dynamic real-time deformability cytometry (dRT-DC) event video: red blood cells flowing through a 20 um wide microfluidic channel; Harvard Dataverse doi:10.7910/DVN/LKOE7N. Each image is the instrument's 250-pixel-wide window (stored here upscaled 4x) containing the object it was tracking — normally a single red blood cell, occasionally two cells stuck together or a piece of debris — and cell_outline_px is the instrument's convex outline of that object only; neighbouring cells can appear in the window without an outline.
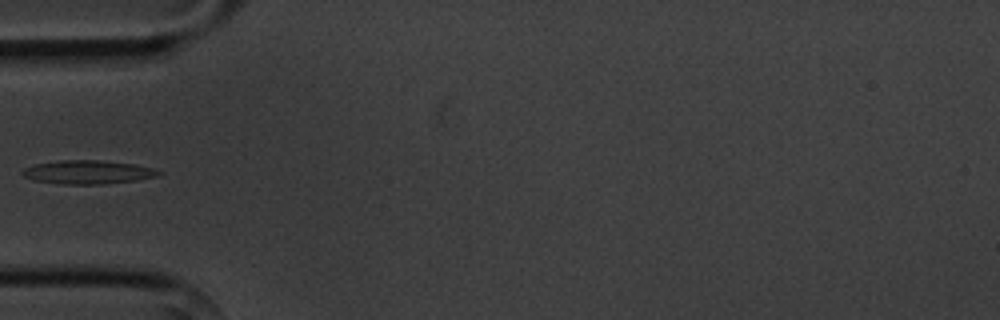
{"species": "common noctule bat (a hibernating species)", "species_latin": "Nyctalus noctula", "temperature_condition": "cold", "stored_images_in_passage": 4, "camera_frame_rate_fps": 3000, "um_per_image_px": 0.085, "animal": {"sex": "male", "body_mass_g": 20.1, "forearm_length_mm": 53.5}, "frame": {"image": 1, "passage_image": 4, "time_ms": 3.333, "image_size_px": [1000, 320], "cell_outline_px": [[164, 172], [160, 176], [136, 180], [104, 184], [64, 184], [32, 180], [24, 176], [20, 172], [24, 168], [36, 164], [60, 160], [104, 160], [136, 164], [152, 168]], "centroid_in_image_um": [7.5, 14.63], "position_along_channel_um": 77.5, "area_um2": 18.9}}